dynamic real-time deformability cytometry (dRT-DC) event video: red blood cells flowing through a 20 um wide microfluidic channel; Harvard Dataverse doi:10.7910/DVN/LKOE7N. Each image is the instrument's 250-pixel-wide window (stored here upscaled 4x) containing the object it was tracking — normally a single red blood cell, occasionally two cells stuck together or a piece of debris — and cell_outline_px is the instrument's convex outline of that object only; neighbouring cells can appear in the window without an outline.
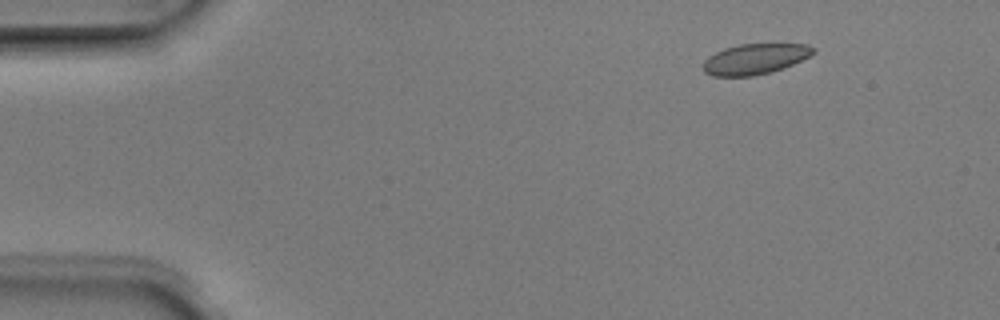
{"species": "Egyptian fruit bat (a non-hibernating species)", "species_latin": "Rousettus aegyptiacus", "temperature_condition": "room temperature", "stored_images_in_passage": 4, "camera_frame_rate_fps": 3000, "um_per_image_px": 0.085, "animal": {"sex": "male"}, "frame": {"image": 1, "passage_image": 2, "time_ms": 0.333, "image_size_px": [1000, 320], "cell_outline_px": [[816, 52], [784, 68], [752, 76], [712, 76], [704, 72], [704, 60], [708, 56], [724, 48], [740, 44], [808, 44], [816, 48]], "centroid_in_image_um": [64.17, 5.01], "position_along_channel_um": 20.8, "area_um2": 19.48}}